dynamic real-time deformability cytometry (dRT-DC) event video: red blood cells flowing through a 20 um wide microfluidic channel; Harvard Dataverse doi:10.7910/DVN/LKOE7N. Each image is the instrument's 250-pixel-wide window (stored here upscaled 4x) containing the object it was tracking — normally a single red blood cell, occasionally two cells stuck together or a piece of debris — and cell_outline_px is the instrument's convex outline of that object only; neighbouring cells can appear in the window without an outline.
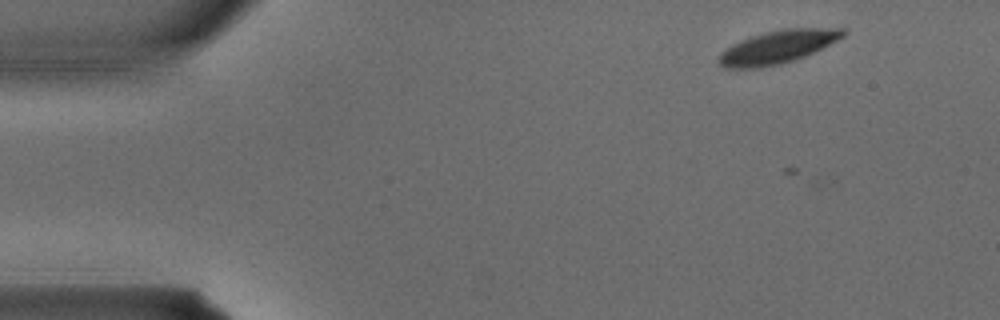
{"species": "common noctule bat (a hibernating species)", "species_latin": "Nyctalus noctula", "temperature_condition": "warm", "stored_images_in_passage": 3, "camera_frame_rate_fps": 3000, "um_per_image_px": 0.085, "animal": {"sex": "male", "body_mass_g": 15.6}, "frame": {"image": 1, "passage_image": 1, "time_ms": 0.0, "image_size_px": [1000, 320], "cell_outline_px": [[848, 32], [844, 36], [804, 56], [780, 64], [760, 68], [724, 68], [716, 60], [720, 52], [732, 44], [740, 40], [764, 32], [784, 28], [844, 28]], "centroid_in_image_um": [66.05, 3.99], "position_along_channel_um": 19.0, "area_um2": 23.81}}
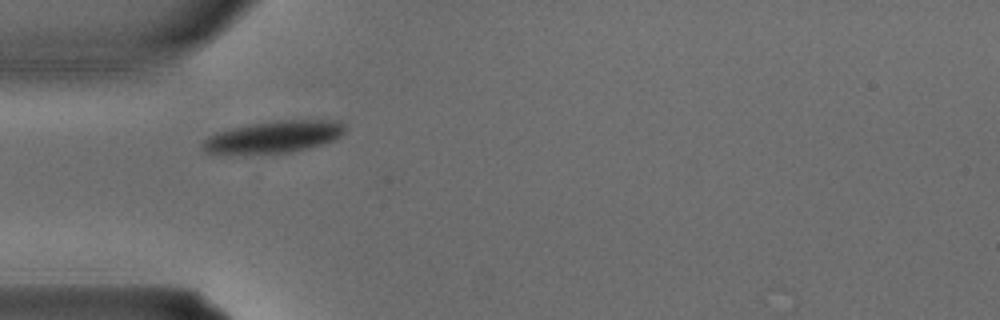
{"frame": {"image": 2, "passage_image": 3, "time_ms": 0.667, "image_size_px": [1000, 320], "cell_outline_px": [[348, 128], [340, 136], [332, 140], [308, 148], [288, 152], [204, 152], [200, 144], [208, 136], [216, 132], [232, 128], [252, 124], [276, 120], [340, 120]], "centroid_in_image_um": [23.32, 11.59], "position_along_channel_um": 61.7, "area_um2": 25.89}}